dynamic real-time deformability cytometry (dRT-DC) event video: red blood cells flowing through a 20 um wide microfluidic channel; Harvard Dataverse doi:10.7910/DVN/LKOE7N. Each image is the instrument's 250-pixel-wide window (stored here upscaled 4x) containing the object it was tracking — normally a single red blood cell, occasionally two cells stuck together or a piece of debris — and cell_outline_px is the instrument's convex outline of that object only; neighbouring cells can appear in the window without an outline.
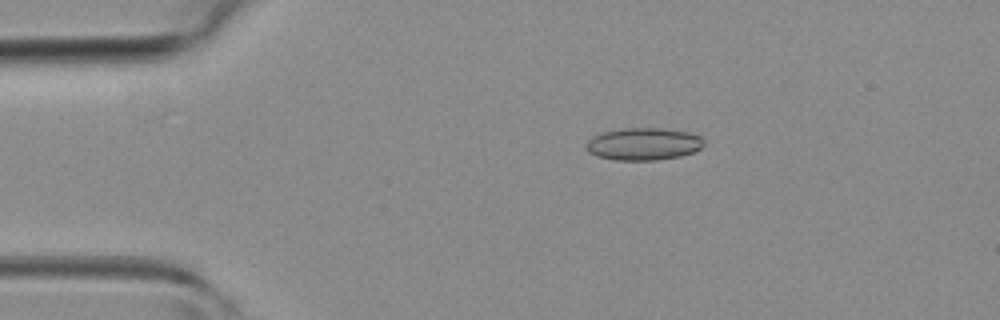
{"species": "common noctule bat (a hibernating species)", "species_latin": "Nyctalus noctula", "temperature_condition": "room temperature", "stored_images_in_passage": 44, "camera_frame_rate_fps": 3000, "um_per_image_px": 0.085, "animal": {"sex": "female", "body_mass_g": 19.3, "forearm_length_mm": 54.1}, "frame": {"image": 1, "passage_image": 8, "time_ms": 2.333, "image_size_px": [1000, 320], "cell_outline_px": [[704, 144], [700, 148], [692, 152], [680, 156], [656, 160], [616, 160], [596, 156], [588, 152], [588, 140], [592, 136], [604, 132], [624, 128], [660, 128], [688, 132], [700, 136], [704, 140]], "centroid_in_image_um": [54.7, 12.24], "position_along_channel_um": 30.3, "area_um2": 22.02}}
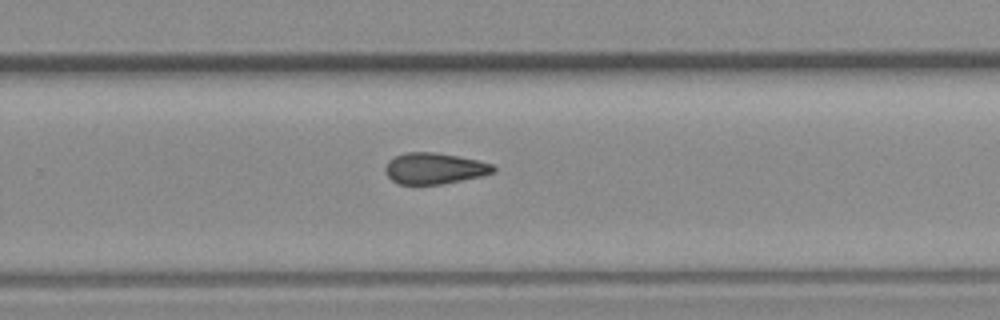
{"frame": {"image": 2, "passage_image": 28, "time_ms": 9.0, "image_size_px": [1000, 320], "cell_outline_px": [[496, 172], [484, 176], [444, 184], [400, 184], [392, 180], [384, 172], [384, 168], [388, 160], [396, 156], [408, 152], [432, 152], [456, 156], [476, 160], [492, 164], [496, 168]], "centroid_in_image_um": [36.94, 14.33], "position_along_channel_um": 292.9, "area_um2": 19.65}}
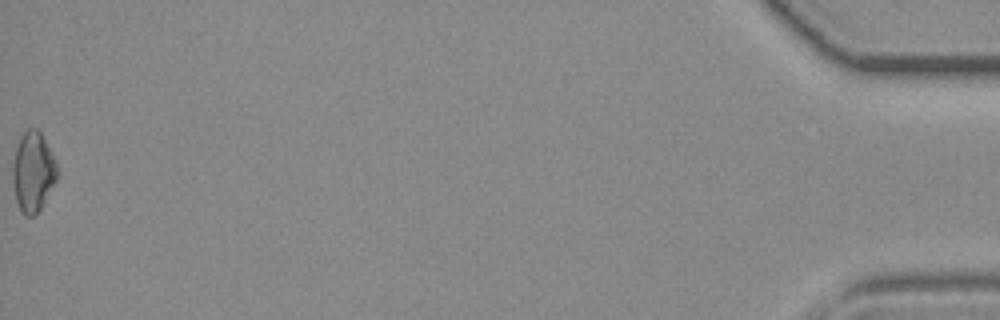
{"frame": {"image": 3, "passage_image": 44, "time_ms": 14.333, "image_size_px": [1000, 320], "cell_outline_px": [[60, 172], [56, 180], [40, 208], [32, 216], [24, 216], [20, 212], [16, 200], [12, 180], [12, 164], [16, 144], [20, 136], [28, 128], [36, 128], [40, 132]], "centroid_in_image_um": [2.77, 14.6], "position_along_channel_um": 432.4, "area_um2": 20.63}}